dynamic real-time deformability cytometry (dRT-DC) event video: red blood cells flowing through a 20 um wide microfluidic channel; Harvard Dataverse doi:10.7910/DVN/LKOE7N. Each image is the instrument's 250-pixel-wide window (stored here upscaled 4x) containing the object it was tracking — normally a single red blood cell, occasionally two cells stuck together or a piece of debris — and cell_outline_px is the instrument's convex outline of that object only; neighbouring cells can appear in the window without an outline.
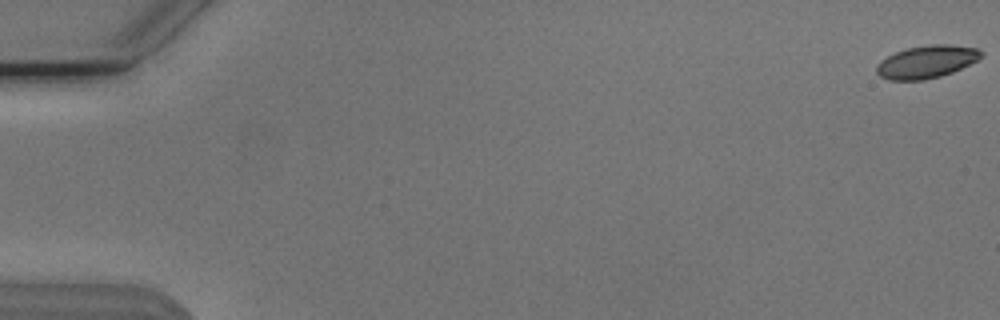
{"species": "Egyptian fruit bat (a non-hibernating species)", "species_latin": "Rousettus aegyptiacus", "temperature_condition": "cold", "stored_images_in_passage": 17, "camera_frame_rate_fps": 3000, "um_per_image_px": 0.085, "animal": {"sex": "male"}, "frame": {"image": 1, "passage_image": 1, "time_ms": 0.0, "image_size_px": [1000, 320], "cell_outline_px": [[980, 56], [968, 64], [948, 72], [936, 76], [912, 80], [896, 80], [884, 76], [880, 72], [880, 64], [884, 60], [900, 52], [912, 48], [972, 48], [980, 52]], "centroid_in_image_um": [78.73, 5.31], "position_along_channel_um": 6.3, "area_um2": 16.82}}
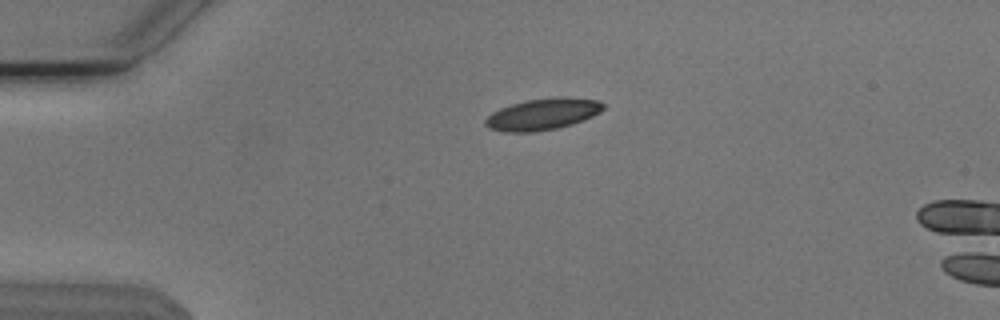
{"frame": {"image": 2, "passage_image": 14, "time_ms": 4.333, "image_size_px": [1000, 320], "cell_outline_px": [[600, 108], [596, 112], [580, 120], [548, 128], [496, 128], [488, 124], [488, 120], [496, 112], [504, 108], [516, 104], [532, 100], [592, 100], [600, 104]], "centroid_in_image_um": [46.16, 9.67], "position_along_channel_um": 38.8, "area_um2": 17.34}}